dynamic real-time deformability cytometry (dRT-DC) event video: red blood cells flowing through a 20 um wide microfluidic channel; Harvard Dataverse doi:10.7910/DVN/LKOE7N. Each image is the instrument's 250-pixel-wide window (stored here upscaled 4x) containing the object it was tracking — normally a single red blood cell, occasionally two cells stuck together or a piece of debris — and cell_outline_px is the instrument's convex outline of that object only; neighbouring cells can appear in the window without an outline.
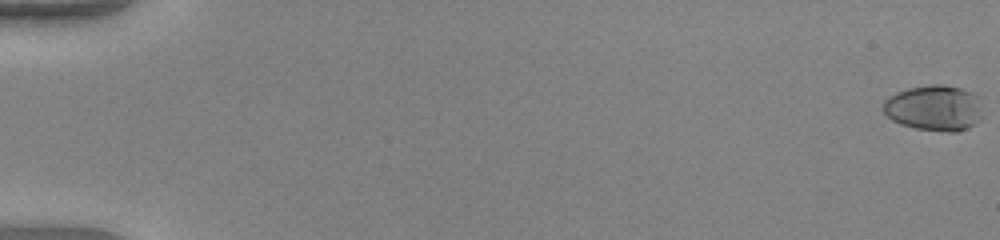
{"species": "human", "species_latin": "Homo sapiens", "temperature_condition": "warm", "stored_images_in_passage": 52, "camera_frame_rate_fps": 3000, "um_per_image_px": 0.085, "donor": {"sex": "female"}, "frame": {"image": 1, "passage_image": 1, "time_ms": 0.0, "image_size_px": [1000, 240], "cell_outline_px": [[984, 116], [972, 124], [956, 132], [948, 132], [916, 128], [900, 124], [892, 120], [884, 112], [884, 100], [888, 96], [896, 92], [908, 88], [932, 84], [944, 84], [960, 88], [972, 92], [980, 96]], "centroid_in_image_um": [79.44, 9.16], "position_along_channel_um": 5.6, "area_um2": 26.7}}
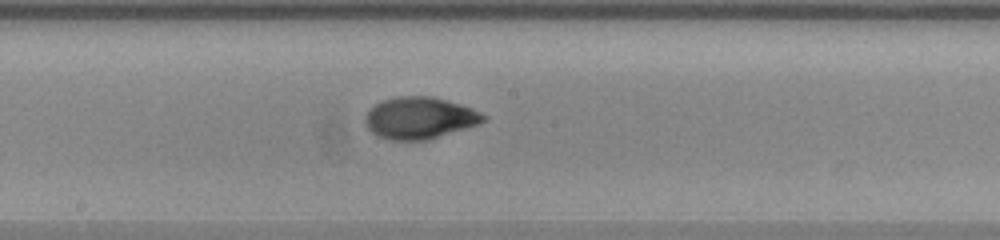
{"frame": {"image": 2, "passage_image": 30, "time_ms": 9.667, "image_size_px": [1000, 240], "cell_outline_px": [[488, 120], [480, 124], [428, 140], [388, 140], [376, 136], [364, 124], [364, 116], [368, 108], [384, 100], [396, 96], [432, 96], [460, 104], [472, 108], [488, 116]], "centroid_in_image_um": [35.67, 10.03], "position_along_channel_um": 212.5, "area_um2": 29.25}}
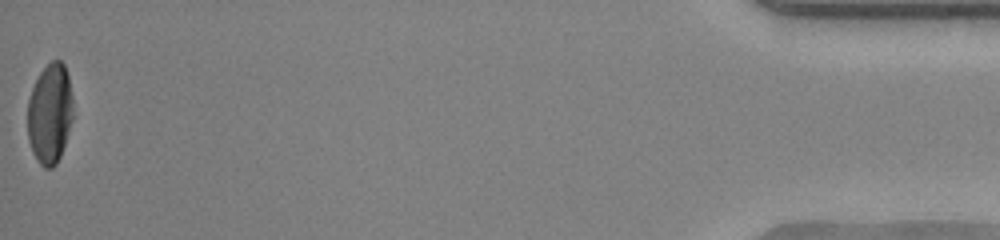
{"frame": {"image": 3, "passage_image": 52, "time_ms": 17.0, "image_size_px": [1000, 240], "cell_outline_px": [[72, 120], [60, 156], [56, 164], [52, 168], [44, 168], [36, 160], [32, 152], [28, 140], [28, 100], [32, 88], [40, 72], [52, 60], [60, 60], [64, 64], [68, 76], [72, 96]], "centroid_in_image_um": [4.23, 9.67], "position_along_channel_um": 431.0, "area_um2": 26.47}, "authors_computed_cell_mechanics": {"area_um2": 27.2238, "velocity_mm_per_s": 4.1905, "shape_relaxation_time_tau1_ms": 4.3611, "shape_relaxation_time_tau2_ms": 1.3825, "deformation_change_tau1": 0.2377, "deformation_change_tau2": 0.0403}}